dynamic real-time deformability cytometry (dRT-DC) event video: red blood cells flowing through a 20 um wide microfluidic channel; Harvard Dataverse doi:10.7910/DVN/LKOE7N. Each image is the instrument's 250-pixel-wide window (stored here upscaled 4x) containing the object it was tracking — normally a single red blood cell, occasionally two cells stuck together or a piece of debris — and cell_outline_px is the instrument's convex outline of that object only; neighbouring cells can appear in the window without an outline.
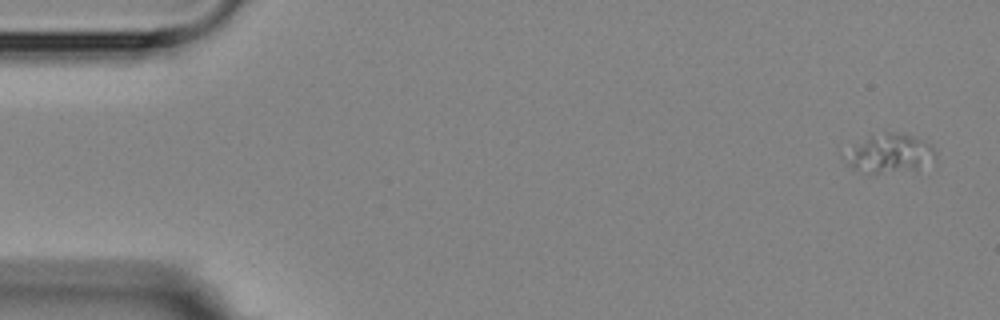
{"species": "Egyptian fruit bat (a non-hibernating species)", "species_latin": "Rousettus aegyptiacus", "temperature_condition": "room temperature", "stored_images_in_passage": 6, "segment_of_instrument_passage": [1, 2], "camera_frame_rate_fps": 3000, "um_per_image_px": 0.085, "animal": {"sex": "female"}, "frame": {"image": 1, "passage_image": 1, "time_ms": 0.0, "image_size_px": [1000, 320], "cell_outline_px": [[936, 156], [916, 168], [872, 176], [868, 176], [852, 168], [848, 164], [848, 152], [872, 136], [884, 132], [904, 132], [924, 140], [936, 152]], "centroid_in_image_um": [75.64, 13.07], "position_along_channel_um": 9.4, "area_um2": 19.88}}
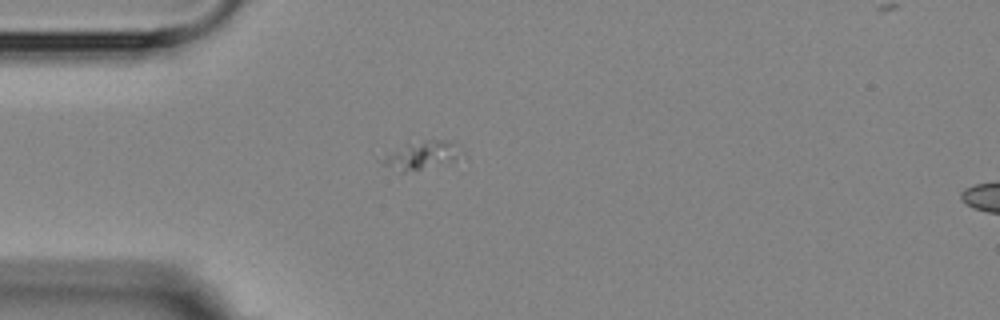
{"frame": {"image": 2, "passage_image": 5, "time_ms": 4.333, "image_size_px": [1000, 320], "cell_outline_px": [[464, 152], [448, 160], [420, 168], [404, 172], [400, 172], [376, 160], [408, 144], [424, 140], [448, 140], [456, 144]], "centroid_in_image_um": [35.78, 13.16], "position_along_channel_um": 49.2, "area_um2": 12.02}}